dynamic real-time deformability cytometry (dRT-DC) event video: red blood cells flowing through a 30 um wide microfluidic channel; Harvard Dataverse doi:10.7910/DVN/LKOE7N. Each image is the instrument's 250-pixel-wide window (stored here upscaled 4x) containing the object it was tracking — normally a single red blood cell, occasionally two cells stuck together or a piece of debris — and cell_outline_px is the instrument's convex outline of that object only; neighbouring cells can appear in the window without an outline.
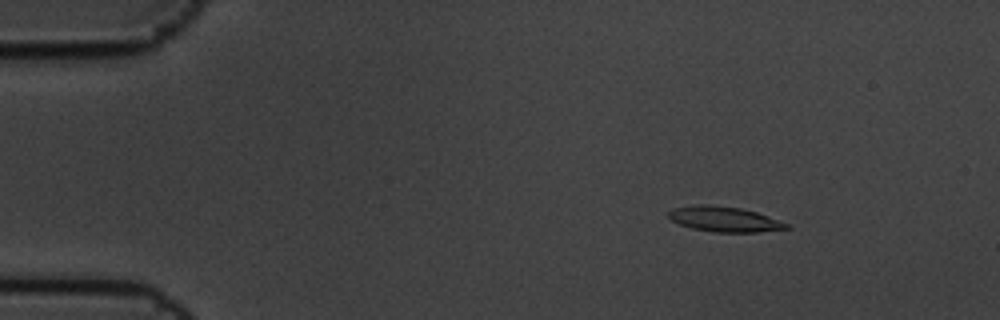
{"species": "common noctule bat (a hibernating species)", "species_latin": "Nyctalus noctula", "temperature_condition": "cold", "stored_images_in_passage": 6, "camera_frame_rate_fps": 3000, "um_per_image_px": 0.085, "animal": {"sex": "male", "body_mass_g": 19.5, "forearm_length_mm": 54.6}, "frame": {"image": 1, "passage_image": 3, "time_ms": 0.667, "image_size_px": [1000, 320], "cell_outline_px": [[792, 228], [756, 232], [716, 232], [692, 228], [680, 224], [672, 220], [668, 216], [668, 212], [672, 208], [696, 204], [708, 204], [740, 208], [756, 212], [768, 216], [788, 224]], "centroid_in_image_um": [61.55, 18.62], "position_along_channel_um": 23.4, "area_um2": 17.22}}
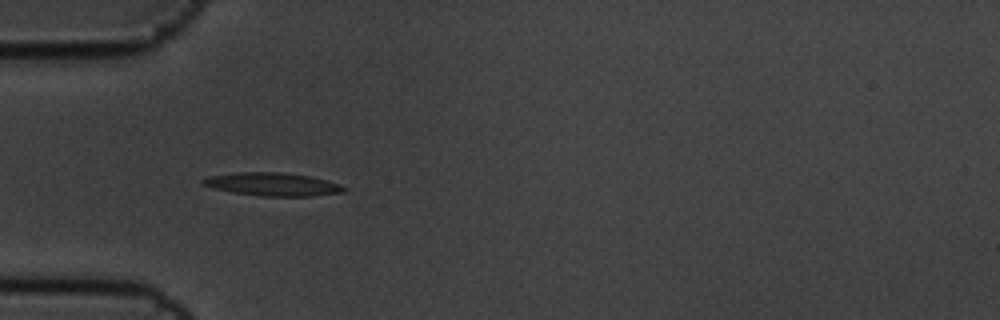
{"frame": {"image": 2, "passage_image": 5, "time_ms": 1.333, "image_size_px": [1000, 320], "cell_outline_px": [[348, 188], [344, 192], [312, 196], [260, 196], [232, 192], [200, 184], [200, 180], [208, 176], [240, 172], [280, 172], [308, 176], [340, 184]], "centroid_in_image_um": [23.16, 15.66], "position_along_channel_um": 61.8, "area_um2": 18.9}}
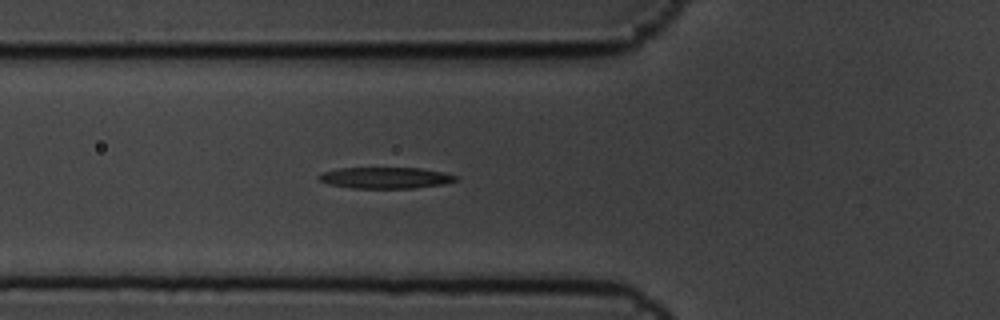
{"frame": {"image": 3, "passage_image": 6, "time_ms": 1.667, "image_size_px": [1000, 320], "cell_outline_px": [[460, 180], [444, 184], [412, 188], [352, 188], [328, 184], [320, 180], [316, 176], [320, 172], [340, 168], [420, 168], [444, 172], [456, 176]], "centroid_in_image_um": [32.76, 15.11], "position_along_channel_um": 93.0, "area_um2": 17.05}}